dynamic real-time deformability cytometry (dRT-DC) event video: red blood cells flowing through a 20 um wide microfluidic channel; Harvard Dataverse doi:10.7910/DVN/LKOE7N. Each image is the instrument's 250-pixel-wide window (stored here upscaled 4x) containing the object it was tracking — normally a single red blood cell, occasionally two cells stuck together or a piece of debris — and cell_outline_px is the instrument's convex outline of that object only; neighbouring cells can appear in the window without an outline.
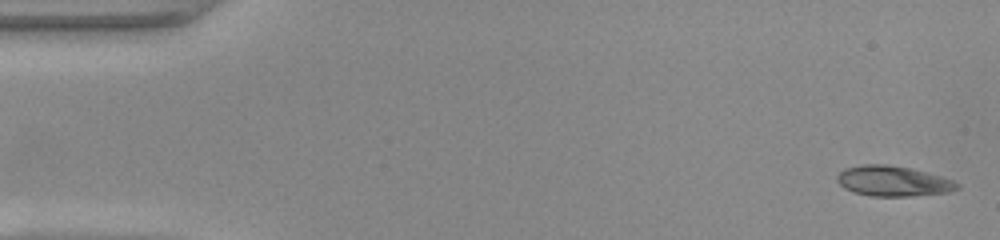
{"species": "common noctule bat (a hibernating species)", "species_latin": "Nyctalus noctula", "temperature_condition": "warm", "stored_images_in_passage": 48, "camera_frame_rate_fps": 3000, "um_per_image_px": 0.085, "animal": {"sex": "female", "body_mass_g": 22.0, "forearm_length_mm": 56.7}, "frame": {"image": 1, "passage_image": 1, "time_ms": 0.0, "image_size_px": [1000, 240], "cell_outline_px": [[960, 188], [948, 192], [908, 196], [868, 196], [852, 192], [844, 188], [836, 180], [836, 176], [844, 168], [864, 164], [884, 164], [908, 168], [928, 172], [952, 180], [960, 184]], "centroid_in_image_um": [75.88, 15.39], "position_along_channel_um": 9.1, "area_um2": 21.21}}
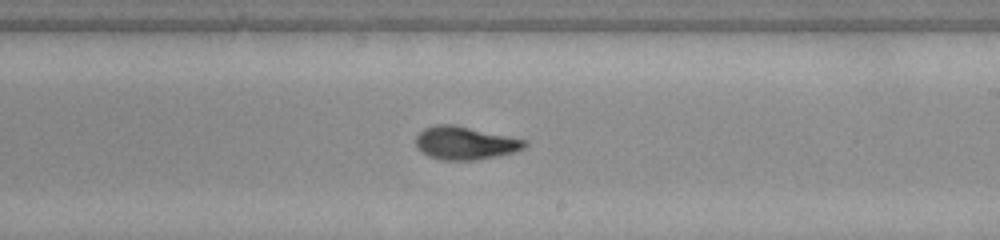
{"frame": {"image": 2, "passage_image": 28, "time_ms": 9.0, "image_size_px": [1000, 240], "cell_outline_px": [[528, 144], [524, 148], [512, 152], [496, 156], [476, 160], [440, 160], [428, 156], [420, 152], [416, 148], [416, 136], [424, 128], [436, 124], [452, 124], [528, 140]], "centroid_in_image_um": [39.5, 12.16], "position_along_channel_um": 249.5, "area_um2": 21.04}}
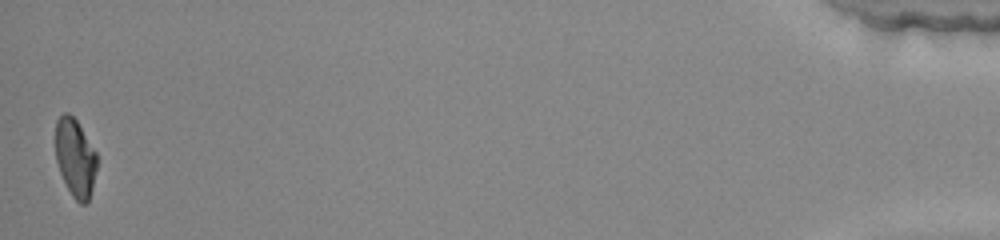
{"frame": {"image": 3, "passage_image": 48, "time_ms": 15.667, "image_size_px": [1000, 240], "cell_outline_px": [[96, 168], [92, 188], [88, 200], [84, 204], [80, 204], [72, 196], [60, 172], [56, 160], [56, 120], [64, 112], [68, 112], [76, 120], [96, 152]], "centroid_in_image_um": [6.38, 13.4], "position_along_channel_um": 428.8, "area_um2": 18.5}, "authors_computed_cell_mechanics": {"area_um2": 20.6346, "velocity_mm_per_s": 4.1569, "shape_relaxation_time_tau1_ms": 7.8665, "shape_relaxation_time_tau2_ms": 1.3864, "deformation_change_tau1": 0.2992, "deformation_change_tau2": 0.0688}}